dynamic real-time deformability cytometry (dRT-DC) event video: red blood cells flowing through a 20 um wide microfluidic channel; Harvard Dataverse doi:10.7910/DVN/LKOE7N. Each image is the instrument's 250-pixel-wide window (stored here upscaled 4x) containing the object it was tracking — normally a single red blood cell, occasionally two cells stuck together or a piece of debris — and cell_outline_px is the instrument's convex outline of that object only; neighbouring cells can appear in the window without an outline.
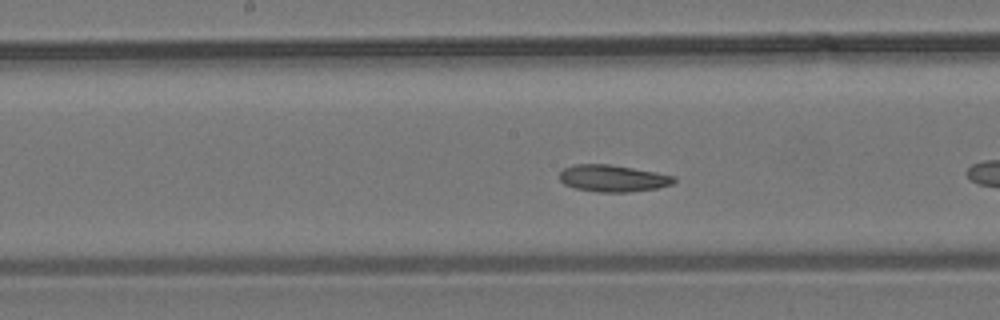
{"species": "common noctule bat (a hibernating species)", "species_latin": "Nyctalus noctula", "temperature_condition": "room temperature", "stored_images_in_passage": 14, "camera_frame_rate_fps": 3000, "um_per_image_px": 0.085, "animal": {"sex": "male", "body_mass_g": 19.2, "forearm_length_mm": 51.8}, "frame": {"image": 1, "passage_image": 8, "time_ms": 2.333, "image_size_px": [1000, 320], "cell_outline_px": [[676, 180], [672, 184], [656, 188], [628, 192], [600, 192], [576, 188], [564, 184], [560, 180], [560, 172], [564, 168], [576, 164], [608, 164], [656, 172], [676, 176]], "centroid_in_image_um": [52.1, 15.15], "position_along_channel_um": 196.1, "area_um2": 17.74}}